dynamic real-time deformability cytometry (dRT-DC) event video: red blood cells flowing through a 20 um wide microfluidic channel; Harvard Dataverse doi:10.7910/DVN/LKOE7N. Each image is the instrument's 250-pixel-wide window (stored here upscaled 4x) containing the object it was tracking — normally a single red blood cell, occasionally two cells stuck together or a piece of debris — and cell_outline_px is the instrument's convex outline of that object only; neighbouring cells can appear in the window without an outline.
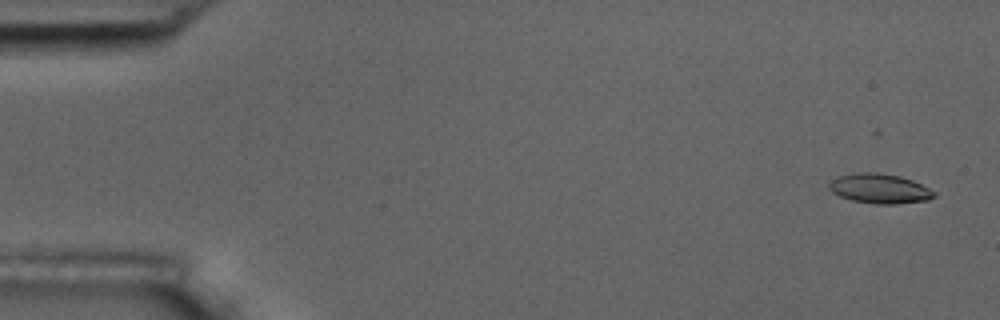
{"species": "common noctule bat (a hibernating species)", "species_latin": "Nyctalus noctula", "temperature_condition": "room temperature", "stored_images_in_passage": 53, "camera_frame_rate_fps": 3000, "um_per_image_px": 0.085, "animal": {"sex": "male", "body_mass_g": 17.5, "forearm_length_mm": 52.3}, "frame": {"image": 1, "passage_image": 3, "time_ms": 0.667, "image_size_px": [1000, 320], "cell_outline_px": [[936, 196], [928, 200], [896, 204], [872, 204], [852, 200], [840, 196], [832, 192], [828, 188], [828, 184], [836, 176], [860, 172], [876, 172], [900, 176], [912, 180], [936, 192]], "centroid_in_image_um": [74.76, 16.03], "position_along_channel_um": 10.2, "area_um2": 18.26}}
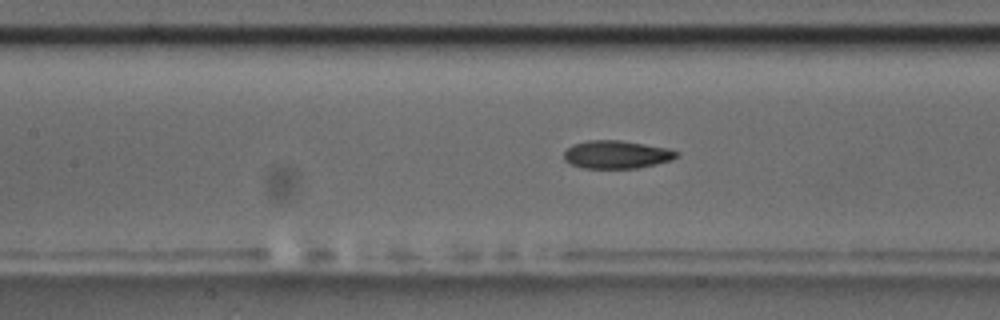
{"frame": {"image": 2, "passage_image": 26, "time_ms": 8.333, "image_size_px": [1000, 320], "cell_outline_px": [[680, 156], [672, 160], [656, 164], [636, 168], [584, 168], [572, 164], [564, 160], [564, 152], [572, 144], [588, 140], [620, 140], [668, 148], [680, 152]], "centroid_in_image_um": [52.44, 13.13], "position_along_channel_um": 155.0, "area_um2": 18.44}}
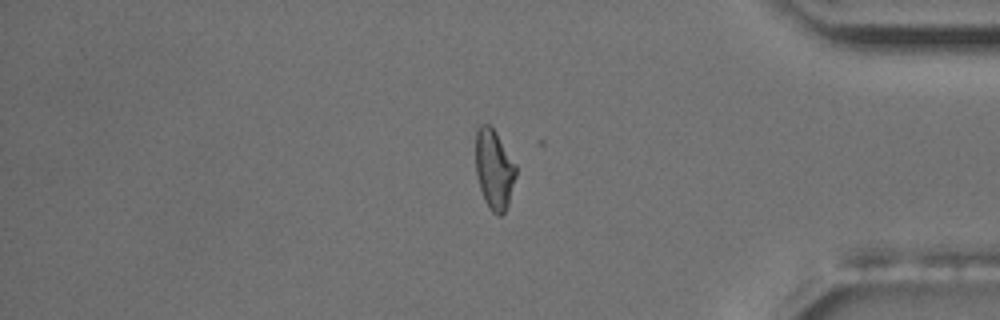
{"frame": {"image": 3, "passage_image": 48, "time_ms": 15.667, "image_size_px": [1000, 320], "cell_outline_px": [[516, 176], [508, 204], [504, 212], [500, 216], [496, 216], [488, 208], [484, 200], [480, 188], [476, 172], [476, 132], [480, 124], [488, 124], [496, 132], [516, 164]], "centroid_in_image_um": [42.0, 14.41], "position_along_channel_um": 393.2, "area_um2": 18.73}, "authors_computed_cell_mechanics": {"area_um2": 18.2648, "velocity_mm_per_s": 3.598, "shape_relaxation_time_tau1_ms": 5.1494, "shape_relaxation_time_tau2_ms": 2.008, "deformation_change_tau1": 0.1863, "deformation_change_tau2": 0.072}}